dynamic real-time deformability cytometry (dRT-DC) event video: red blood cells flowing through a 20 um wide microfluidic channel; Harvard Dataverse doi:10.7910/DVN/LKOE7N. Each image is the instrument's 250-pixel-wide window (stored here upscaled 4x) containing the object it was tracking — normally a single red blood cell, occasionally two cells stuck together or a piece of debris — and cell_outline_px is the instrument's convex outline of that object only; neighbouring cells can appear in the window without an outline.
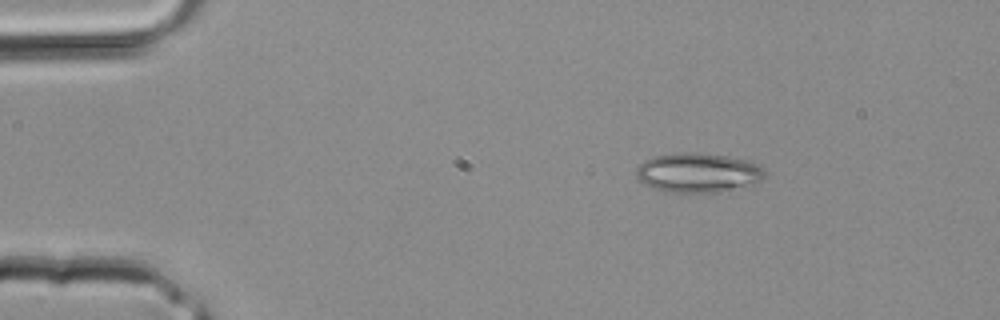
{"species": "common noctule bat (a hibernating species)", "species_latin": "Nyctalus noctula", "temperature_condition": "room temperature", "stored_images_in_passage": 2, "camera_frame_rate_fps": 3000, "um_per_image_px": 0.085, "animal": {"sex": "male", "body_mass_g": 20.4}, "frame": {"image": 1, "passage_image": 1, "time_ms": 0.0, "image_size_px": [1000, 320], "cell_outline_px": [[764, 180], [752, 184], [720, 192], [672, 192], [656, 188], [644, 184], [636, 176], [636, 168], [644, 160], [652, 156], [680, 152], [696, 152], [728, 156], [748, 160], [764, 168]], "centroid_in_image_um": [59.34, 14.66], "position_along_channel_um": 25.7, "area_um2": 29.59}}